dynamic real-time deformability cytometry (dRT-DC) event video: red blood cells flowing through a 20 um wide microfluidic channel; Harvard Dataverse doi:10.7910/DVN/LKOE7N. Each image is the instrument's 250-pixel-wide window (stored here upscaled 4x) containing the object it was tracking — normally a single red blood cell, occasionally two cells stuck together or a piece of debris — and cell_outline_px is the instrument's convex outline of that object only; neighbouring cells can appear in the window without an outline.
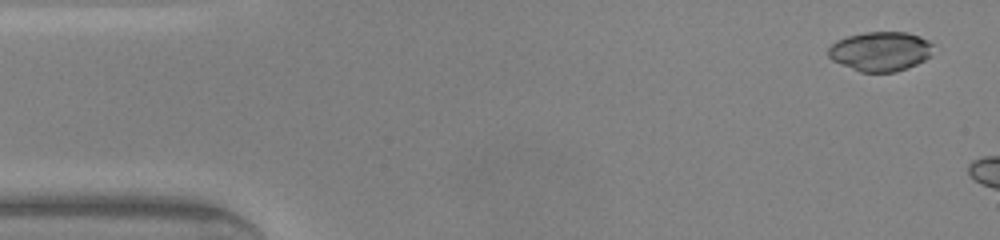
{"species": "common noctule bat (a hibernating species)", "species_latin": "Nyctalus noctula", "temperature_condition": "warm", "stored_images_in_passage": 5, "camera_frame_rate_fps": 3000, "um_per_image_px": 0.085, "animal": {"sex": "male", "body_mass_g": 20.0, "forearm_length_mm": 53.3}, "frame": {"image": 1, "passage_image": 1, "time_ms": 0.0, "image_size_px": [1000, 240], "cell_outline_px": [[932, 56], [908, 68], [896, 72], [860, 72], [840, 64], [832, 60], [828, 56], [828, 48], [836, 40], [848, 36], [864, 32], [908, 32], [920, 36], [928, 40], [932, 44]], "centroid_in_image_um": [74.84, 4.36], "position_along_channel_um": 10.2, "area_um2": 24.33}}